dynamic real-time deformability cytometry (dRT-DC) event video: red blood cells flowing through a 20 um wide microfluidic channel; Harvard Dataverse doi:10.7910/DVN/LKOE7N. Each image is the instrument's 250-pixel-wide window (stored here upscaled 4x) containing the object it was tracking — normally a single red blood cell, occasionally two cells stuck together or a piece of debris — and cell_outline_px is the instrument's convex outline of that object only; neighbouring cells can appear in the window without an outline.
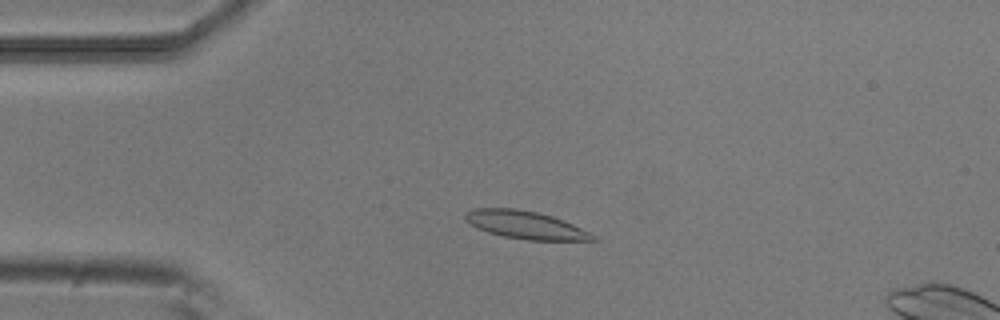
{"species": "common noctule bat (a hibernating species)", "species_latin": "Nyctalus noctula", "temperature_condition": "room temperature", "stored_images_in_passage": 53, "camera_frame_rate_fps": 3000, "um_per_image_px": 0.085, "animal": {"sex": "male", "body_mass_g": 20.5, "forearm_length_mm": 52.5}, "frame": {"image": 1, "passage_image": 11, "time_ms": 3.333, "image_size_px": [1000, 320], "cell_outline_px": [[596, 240], [528, 240], [504, 236], [488, 232], [464, 220], [464, 216], [468, 212], [476, 208], [512, 208], [536, 212], [552, 216], [564, 220], [596, 236]], "centroid_in_image_um": [44.66, 19.12], "position_along_channel_um": 40.3, "area_um2": 20.23}}
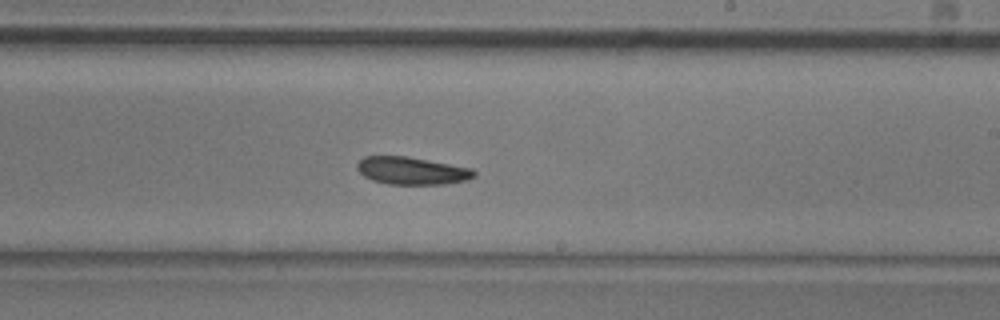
{"frame": {"image": 2, "passage_image": 30, "time_ms": 9.667, "image_size_px": [1000, 320], "cell_outline_px": [[476, 176], [468, 180], [444, 184], [388, 184], [372, 180], [364, 176], [356, 168], [356, 164], [364, 156], [404, 156], [472, 168], [476, 172]], "centroid_in_image_um": [35.0, 14.52], "position_along_channel_um": 254.0, "area_um2": 18.73}}
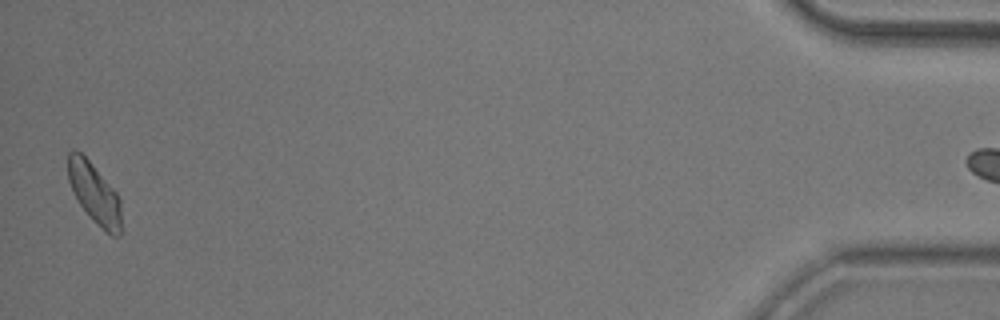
{"frame": {"image": 3, "passage_image": 51, "time_ms": 16.667, "image_size_px": [1000, 320], "cell_outline_px": [[120, 236], [112, 236], [80, 204], [68, 180], [68, 152], [72, 148], [80, 152], [88, 160], [120, 196]], "centroid_in_image_um": [8.02, 16.36], "position_along_channel_um": 427.2, "area_um2": 17.98}, "authors_computed_cell_mechanics": {"area_um2": 19.4208, "velocity_mm_per_s": 3.7843, "shape_relaxation_time_tau1_ms": 4.6708, "shape_relaxation_time_tau2_ms": 3.6667, "deformation_change_tau1": 0.1108, "deformation_change_tau2": 0.0938}}